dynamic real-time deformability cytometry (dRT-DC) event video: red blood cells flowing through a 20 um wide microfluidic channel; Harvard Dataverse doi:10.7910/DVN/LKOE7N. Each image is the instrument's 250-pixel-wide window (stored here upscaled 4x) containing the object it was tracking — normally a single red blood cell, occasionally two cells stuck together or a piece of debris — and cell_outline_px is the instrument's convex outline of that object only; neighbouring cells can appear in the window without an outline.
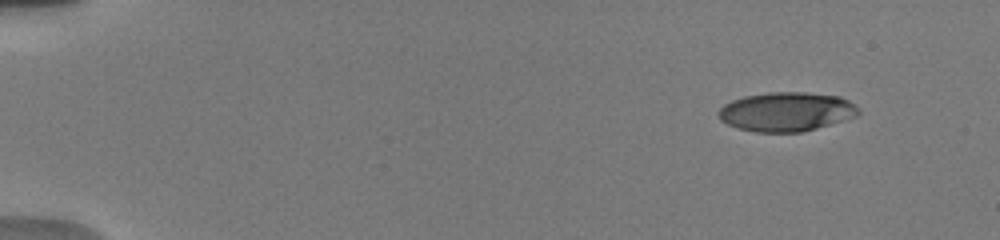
{"species": "human", "species_latin": "Homo sapiens", "temperature_condition": "warm", "stored_images_in_passage": 7, "camera_frame_rate_fps": 3000, "um_per_image_px": 0.085, "donor": {"sex": "male"}, "frame": {"image": 1, "passage_image": 1, "time_ms": 0.0, "image_size_px": [1000, 240], "cell_outline_px": [[860, 112], [856, 116], [804, 132], [756, 132], [740, 128], [728, 124], [720, 120], [716, 112], [724, 104], [732, 100], [744, 96], [768, 92], [808, 92], [840, 96], [848, 100], [860, 108]], "centroid_in_image_um": [66.84, 9.48], "position_along_channel_um": 18.2, "area_um2": 32.08}}
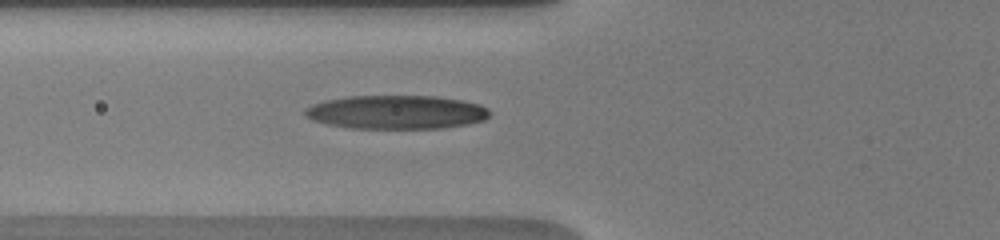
{"frame": {"image": 2, "passage_image": 7, "time_ms": 5.333, "image_size_px": [1000, 240], "cell_outline_px": [[492, 112], [484, 120], [468, 124], [440, 128], [352, 128], [328, 124], [312, 120], [304, 116], [304, 108], [312, 104], [324, 100], [348, 96], [436, 96], [460, 100], [480, 104], [488, 108]], "centroid_in_image_um": [33.68, 9.53], "position_along_channel_um": 92.1, "area_um2": 36.41}}